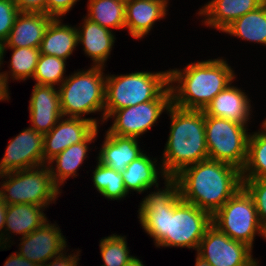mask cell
Returning <instances> with one entry per match:
<instances>
[{
    "instance_id": "ffe728a7",
    "label": "cell",
    "mask_w": 266,
    "mask_h": 266,
    "mask_svg": "<svg viewBox=\"0 0 266 266\" xmlns=\"http://www.w3.org/2000/svg\"><path fill=\"white\" fill-rule=\"evenodd\" d=\"M28 104L29 126L43 135L63 117L56 86L34 84Z\"/></svg>"
},
{
    "instance_id": "6da1fadb",
    "label": "cell",
    "mask_w": 266,
    "mask_h": 266,
    "mask_svg": "<svg viewBox=\"0 0 266 266\" xmlns=\"http://www.w3.org/2000/svg\"><path fill=\"white\" fill-rule=\"evenodd\" d=\"M160 185L143 192L146 194L138 205V223L153 239L155 248H187L196 253L212 216L180 197L175 177L168 176L162 182L164 188Z\"/></svg>"
},
{
    "instance_id": "7c38bea8",
    "label": "cell",
    "mask_w": 266,
    "mask_h": 266,
    "mask_svg": "<svg viewBox=\"0 0 266 266\" xmlns=\"http://www.w3.org/2000/svg\"><path fill=\"white\" fill-rule=\"evenodd\" d=\"M42 133L30 127L9 139L3 157L0 158V174L45 165Z\"/></svg>"
},
{
    "instance_id": "603a6c76",
    "label": "cell",
    "mask_w": 266,
    "mask_h": 266,
    "mask_svg": "<svg viewBox=\"0 0 266 266\" xmlns=\"http://www.w3.org/2000/svg\"><path fill=\"white\" fill-rule=\"evenodd\" d=\"M153 156L145 151L121 172L128 194L134 195L135 192L143 195L145 190L162 184V181L168 177L163 171L158 155Z\"/></svg>"
},
{
    "instance_id": "5b68a950",
    "label": "cell",
    "mask_w": 266,
    "mask_h": 266,
    "mask_svg": "<svg viewBox=\"0 0 266 266\" xmlns=\"http://www.w3.org/2000/svg\"><path fill=\"white\" fill-rule=\"evenodd\" d=\"M74 69L58 87L63 117L83 118L98 128L105 122L106 67ZM99 115L95 117V115ZM89 115L90 117H88ZM93 115V117L91 116Z\"/></svg>"
},
{
    "instance_id": "277c9868",
    "label": "cell",
    "mask_w": 266,
    "mask_h": 266,
    "mask_svg": "<svg viewBox=\"0 0 266 266\" xmlns=\"http://www.w3.org/2000/svg\"><path fill=\"white\" fill-rule=\"evenodd\" d=\"M166 114L170 120L169 135L159 159L164 173L174 177L183 168L209 159L205 113L171 104Z\"/></svg>"
},
{
    "instance_id": "7402d4cb",
    "label": "cell",
    "mask_w": 266,
    "mask_h": 266,
    "mask_svg": "<svg viewBox=\"0 0 266 266\" xmlns=\"http://www.w3.org/2000/svg\"><path fill=\"white\" fill-rule=\"evenodd\" d=\"M102 144L96 146V159L101 164L118 172H123L125 168L141 156L146 150L140 146V139L135 137H122L110 134L104 130ZM97 149H100L97 151Z\"/></svg>"
},
{
    "instance_id": "cb8c5ba5",
    "label": "cell",
    "mask_w": 266,
    "mask_h": 266,
    "mask_svg": "<svg viewBox=\"0 0 266 266\" xmlns=\"http://www.w3.org/2000/svg\"><path fill=\"white\" fill-rule=\"evenodd\" d=\"M53 19L45 13L20 12L3 47L39 48L45 31Z\"/></svg>"
},
{
    "instance_id": "74e56055",
    "label": "cell",
    "mask_w": 266,
    "mask_h": 266,
    "mask_svg": "<svg viewBox=\"0 0 266 266\" xmlns=\"http://www.w3.org/2000/svg\"><path fill=\"white\" fill-rule=\"evenodd\" d=\"M3 266H38L36 263L29 261L24 258L16 251L11 252V254L5 259Z\"/></svg>"
},
{
    "instance_id": "4dcf8cb0",
    "label": "cell",
    "mask_w": 266,
    "mask_h": 266,
    "mask_svg": "<svg viewBox=\"0 0 266 266\" xmlns=\"http://www.w3.org/2000/svg\"><path fill=\"white\" fill-rule=\"evenodd\" d=\"M127 240V235H119L116 232L99 239V253L103 262L100 266H125L128 264L135 256L129 249Z\"/></svg>"
},
{
    "instance_id": "4fadbf2b",
    "label": "cell",
    "mask_w": 266,
    "mask_h": 266,
    "mask_svg": "<svg viewBox=\"0 0 266 266\" xmlns=\"http://www.w3.org/2000/svg\"><path fill=\"white\" fill-rule=\"evenodd\" d=\"M50 219L40 228L35 229L28 235L19 238L16 252L36 263L38 266L44 265L50 259L60 255L69 245L66 235H63L56 220L54 223Z\"/></svg>"
},
{
    "instance_id": "bcb514c9",
    "label": "cell",
    "mask_w": 266,
    "mask_h": 266,
    "mask_svg": "<svg viewBox=\"0 0 266 266\" xmlns=\"http://www.w3.org/2000/svg\"><path fill=\"white\" fill-rule=\"evenodd\" d=\"M259 262H261L260 259L253 266H261L260 265L261 263H259Z\"/></svg>"
},
{
    "instance_id": "5bb4252c",
    "label": "cell",
    "mask_w": 266,
    "mask_h": 266,
    "mask_svg": "<svg viewBox=\"0 0 266 266\" xmlns=\"http://www.w3.org/2000/svg\"><path fill=\"white\" fill-rule=\"evenodd\" d=\"M237 79L238 77L212 99L203 110L205 115L228 119L243 125L255 122L253 119L255 104L251 99L252 96L250 97L248 90L245 92V88L244 90L241 88L242 85L239 86L238 83H235L239 81ZM252 119L253 121H251Z\"/></svg>"
},
{
    "instance_id": "2e32d148",
    "label": "cell",
    "mask_w": 266,
    "mask_h": 266,
    "mask_svg": "<svg viewBox=\"0 0 266 266\" xmlns=\"http://www.w3.org/2000/svg\"><path fill=\"white\" fill-rule=\"evenodd\" d=\"M78 48L83 55L90 58L92 66H107L108 59L115 48L116 32L102 27L83 15L81 23L76 24Z\"/></svg>"
},
{
    "instance_id": "83f0119b",
    "label": "cell",
    "mask_w": 266,
    "mask_h": 266,
    "mask_svg": "<svg viewBox=\"0 0 266 266\" xmlns=\"http://www.w3.org/2000/svg\"><path fill=\"white\" fill-rule=\"evenodd\" d=\"M126 0H87L84 14L91 21L113 32L125 29Z\"/></svg>"
},
{
    "instance_id": "f1b7e54d",
    "label": "cell",
    "mask_w": 266,
    "mask_h": 266,
    "mask_svg": "<svg viewBox=\"0 0 266 266\" xmlns=\"http://www.w3.org/2000/svg\"><path fill=\"white\" fill-rule=\"evenodd\" d=\"M95 165H92L91 168H94L90 171L91 181L93 188L107 201H123L126 197L129 198L127 193L124 180L121 172L115 171L112 168L107 167L106 165L101 164L99 161L95 160Z\"/></svg>"
},
{
    "instance_id": "44dd1931",
    "label": "cell",
    "mask_w": 266,
    "mask_h": 266,
    "mask_svg": "<svg viewBox=\"0 0 266 266\" xmlns=\"http://www.w3.org/2000/svg\"><path fill=\"white\" fill-rule=\"evenodd\" d=\"M47 210L46 207L35 204L6 205L3 245L12 247L16 244L14 237L22 238L40 228L49 220L45 212Z\"/></svg>"
},
{
    "instance_id": "7a4b0ae2",
    "label": "cell",
    "mask_w": 266,
    "mask_h": 266,
    "mask_svg": "<svg viewBox=\"0 0 266 266\" xmlns=\"http://www.w3.org/2000/svg\"><path fill=\"white\" fill-rule=\"evenodd\" d=\"M228 59L224 56L209 57L184 63L186 66L182 68H169L172 104L183 109L204 110L238 77Z\"/></svg>"
},
{
    "instance_id": "b9f144b4",
    "label": "cell",
    "mask_w": 266,
    "mask_h": 266,
    "mask_svg": "<svg viewBox=\"0 0 266 266\" xmlns=\"http://www.w3.org/2000/svg\"><path fill=\"white\" fill-rule=\"evenodd\" d=\"M146 264L143 263V260L140 257L136 256L125 266H145Z\"/></svg>"
},
{
    "instance_id": "30bf717a",
    "label": "cell",
    "mask_w": 266,
    "mask_h": 266,
    "mask_svg": "<svg viewBox=\"0 0 266 266\" xmlns=\"http://www.w3.org/2000/svg\"><path fill=\"white\" fill-rule=\"evenodd\" d=\"M171 104L172 94L169 86L155 100L114 111L104 122L107 125L109 120L112 121L106 130L112 135L142 139L144 134L158 125L162 114L167 113Z\"/></svg>"
},
{
    "instance_id": "ba28073f",
    "label": "cell",
    "mask_w": 266,
    "mask_h": 266,
    "mask_svg": "<svg viewBox=\"0 0 266 266\" xmlns=\"http://www.w3.org/2000/svg\"><path fill=\"white\" fill-rule=\"evenodd\" d=\"M212 224L233 240L254 249L256 236L266 241L252 197L242 187L213 216Z\"/></svg>"
},
{
    "instance_id": "d590c367",
    "label": "cell",
    "mask_w": 266,
    "mask_h": 266,
    "mask_svg": "<svg viewBox=\"0 0 266 266\" xmlns=\"http://www.w3.org/2000/svg\"><path fill=\"white\" fill-rule=\"evenodd\" d=\"M71 249L68 247L60 255L50 259L42 266H80L82 249ZM75 250V251H74Z\"/></svg>"
},
{
    "instance_id": "f546056e",
    "label": "cell",
    "mask_w": 266,
    "mask_h": 266,
    "mask_svg": "<svg viewBox=\"0 0 266 266\" xmlns=\"http://www.w3.org/2000/svg\"><path fill=\"white\" fill-rule=\"evenodd\" d=\"M241 173L242 179L266 178V132L261 128L250 132L247 160Z\"/></svg>"
},
{
    "instance_id": "d6986e66",
    "label": "cell",
    "mask_w": 266,
    "mask_h": 266,
    "mask_svg": "<svg viewBox=\"0 0 266 266\" xmlns=\"http://www.w3.org/2000/svg\"><path fill=\"white\" fill-rule=\"evenodd\" d=\"M97 126L83 118L62 117L43 137L44 162L60 154L73 144L83 142Z\"/></svg>"
},
{
    "instance_id": "e0dca14e",
    "label": "cell",
    "mask_w": 266,
    "mask_h": 266,
    "mask_svg": "<svg viewBox=\"0 0 266 266\" xmlns=\"http://www.w3.org/2000/svg\"><path fill=\"white\" fill-rule=\"evenodd\" d=\"M265 0H209L199 7L195 16L201 27L222 33L241 16L260 7ZM198 16V17H197Z\"/></svg>"
},
{
    "instance_id": "8992f818",
    "label": "cell",
    "mask_w": 266,
    "mask_h": 266,
    "mask_svg": "<svg viewBox=\"0 0 266 266\" xmlns=\"http://www.w3.org/2000/svg\"><path fill=\"white\" fill-rule=\"evenodd\" d=\"M106 72L105 120L116 110L157 99L169 87L168 70Z\"/></svg>"
},
{
    "instance_id": "1f68e13d",
    "label": "cell",
    "mask_w": 266,
    "mask_h": 266,
    "mask_svg": "<svg viewBox=\"0 0 266 266\" xmlns=\"http://www.w3.org/2000/svg\"><path fill=\"white\" fill-rule=\"evenodd\" d=\"M67 63L56 56L40 54L32 77L34 84L59 87L68 76Z\"/></svg>"
},
{
    "instance_id": "8fae6325",
    "label": "cell",
    "mask_w": 266,
    "mask_h": 266,
    "mask_svg": "<svg viewBox=\"0 0 266 266\" xmlns=\"http://www.w3.org/2000/svg\"><path fill=\"white\" fill-rule=\"evenodd\" d=\"M196 253L211 266H253V248L244 242L231 239L211 224L205 231Z\"/></svg>"
},
{
    "instance_id": "9a60e30c",
    "label": "cell",
    "mask_w": 266,
    "mask_h": 266,
    "mask_svg": "<svg viewBox=\"0 0 266 266\" xmlns=\"http://www.w3.org/2000/svg\"><path fill=\"white\" fill-rule=\"evenodd\" d=\"M172 0H126L125 30L135 40L151 35L157 22L166 20ZM142 39V40H141Z\"/></svg>"
},
{
    "instance_id": "8d00e7d4",
    "label": "cell",
    "mask_w": 266,
    "mask_h": 266,
    "mask_svg": "<svg viewBox=\"0 0 266 266\" xmlns=\"http://www.w3.org/2000/svg\"><path fill=\"white\" fill-rule=\"evenodd\" d=\"M47 0H14L19 12L45 13Z\"/></svg>"
},
{
    "instance_id": "836d02e7",
    "label": "cell",
    "mask_w": 266,
    "mask_h": 266,
    "mask_svg": "<svg viewBox=\"0 0 266 266\" xmlns=\"http://www.w3.org/2000/svg\"><path fill=\"white\" fill-rule=\"evenodd\" d=\"M19 10L14 0H0V41L7 39Z\"/></svg>"
},
{
    "instance_id": "60d3db41",
    "label": "cell",
    "mask_w": 266,
    "mask_h": 266,
    "mask_svg": "<svg viewBox=\"0 0 266 266\" xmlns=\"http://www.w3.org/2000/svg\"><path fill=\"white\" fill-rule=\"evenodd\" d=\"M195 265L194 266H211L209 262L199 256L197 253L195 254Z\"/></svg>"
},
{
    "instance_id": "4316f807",
    "label": "cell",
    "mask_w": 266,
    "mask_h": 266,
    "mask_svg": "<svg viewBox=\"0 0 266 266\" xmlns=\"http://www.w3.org/2000/svg\"><path fill=\"white\" fill-rule=\"evenodd\" d=\"M11 51L10 59L8 63L4 61L7 51ZM40 56L39 48H29V47H3L2 51V66L0 71L3 76L6 78L7 83L12 82H26L27 80L32 79L38 59ZM7 63V69L5 64Z\"/></svg>"
},
{
    "instance_id": "ac0fdd59",
    "label": "cell",
    "mask_w": 266,
    "mask_h": 266,
    "mask_svg": "<svg viewBox=\"0 0 266 266\" xmlns=\"http://www.w3.org/2000/svg\"><path fill=\"white\" fill-rule=\"evenodd\" d=\"M99 129L97 127L83 142L69 146L47 163L52 180L61 191L69 179L79 177L78 172L83 167V163L89 160L90 152L93 148L94 152L96 151L94 143L99 137Z\"/></svg>"
},
{
    "instance_id": "3957f363",
    "label": "cell",
    "mask_w": 266,
    "mask_h": 266,
    "mask_svg": "<svg viewBox=\"0 0 266 266\" xmlns=\"http://www.w3.org/2000/svg\"><path fill=\"white\" fill-rule=\"evenodd\" d=\"M174 177L180 197L211 216L243 187L241 170L211 159L189 165Z\"/></svg>"
},
{
    "instance_id": "f35d334b",
    "label": "cell",
    "mask_w": 266,
    "mask_h": 266,
    "mask_svg": "<svg viewBox=\"0 0 266 266\" xmlns=\"http://www.w3.org/2000/svg\"><path fill=\"white\" fill-rule=\"evenodd\" d=\"M9 87L6 78L0 71V102H9L11 100V91Z\"/></svg>"
},
{
    "instance_id": "7bdbcfd3",
    "label": "cell",
    "mask_w": 266,
    "mask_h": 266,
    "mask_svg": "<svg viewBox=\"0 0 266 266\" xmlns=\"http://www.w3.org/2000/svg\"><path fill=\"white\" fill-rule=\"evenodd\" d=\"M266 117V116H265ZM261 123V125H259L260 126V128L263 130V131H265L266 132V118L265 119H263L262 121H260Z\"/></svg>"
},
{
    "instance_id": "d4e9b609",
    "label": "cell",
    "mask_w": 266,
    "mask_h": 266,
    "mask_svg": "<svg viewBox=\"0 0 266 266\" xmlns=\"http://www.w3.org/2000/svg\"><path fill=\"white\" fill-rule=\"evenodd\" d=\"M64 18H54L48 25L41 41L40 54L69 60L78 48L77 27L64 23Z\"/></svg>"
},
{
    "instance_id": "ee69618b",
    "label": "cell",
    "mask_w": 266,
    "mask_h": 266,
    "mask_svg": "<svg viewBox=\"0 0 266 266\" xmlns=\"http://www.w3.org/2000/svg\"><path fill=\"white\" fill-rule=\"evenodd\" d=\"M2 51H3V43L0 41V69L2 66Z\"/></svg>"
},
{
    "instance_id": "484cf974",
    "label": "cell",
    "mask_w": 266,
    "mask_h": 266,
    "mask_svg": "<svg viewBox=\"0 0 266 266\" xmlns=\"http://www.w3.org/2000/svg\"><path fill=\"white\" fill-rule=\"evenodd\" d=\"M222 33L231 38H238L239 42L259 44L266 48V1L257 9L235 20Z\"/></svg>"
},
{
    "instance_id": "ab89813d",
    "label": "cell",
    "mask_w": 266,
    "mask_h": 266,
    "mask_svg": "<svg viewBox=\"0 0 266 266\" xmlns=\"http://www.w3.org/2000/svg\"><path fill=\"white\" fill-rule=\"evenodd\" d=\"M5 215H6V204L2 201L0 196V242L3 245V233L5 228Z\"/></svg>"
},
{
    "instance_id": "f6af8a7d",
    "label": "cell",
    "mask_w": 266,
    "mask_h": 266,
    "mask_svg": "<svg viewBox=\"0 0 266 266\" xmlns=\"http://www.w3.org/2000/svg\"><path fill=\"white\" fill-rule=\"evenodd\" d=\"M10 250V246H4V245H2L1 244V242H0V251H5V250Z\"/></svg>"
},
{
    "instance_id": "e575fe53",
    "label": "cell",
    "mask_w": 266,
    "mask_h": 266,
    "mask_svg": "<svg viewBox=\"0 0 266 266\" xmlns=\"http://www.w3.org/2000/svg\"><path fill=\"white\" fill-rule=\"evenodd\" d=\"M80 0H47L46 14L53 18H64L69 15L70 11Z\"/></svg>"
},
{
    "instance_id": "d6a6232c",
    "label": "cell",
    "mask_w": 266,
    "mask_h": 266,
    "mask_svg": "<svg viewBox=\"0 0 266 266\" xmlns=\"http://www.w3.org/2000/svg\"><path fill=\"white\" fill-rule=\"evenodd\" d=\"M242 180L243 188L252 197L260 224L266 231V178Z\"/></svg>"
},
{
    "instance_id": "9c48e42d",
    "label": "cell",
    "mask_w": 266,
    "mask_h": 266,
    "mask_svg": "<svg viewBox=\"0 0 266 266\" xmlns=\"http://www.w3.org/2000/svg\"><path fill=\"white\" fill-rule=\"evenodd\" d=\"M228 119L205 115V137L209 159L242 170L247 160L251 128Z\"/></svg>"
},
{
    "instance_id": "52a82bcc",
    "label": "cell",
    "mask_w": 266,
    "mask_h": 266,
    "mask_svg": "<svg viewBox=\"0 0 266 266\" xmlns=\"http://www.w3.org/2000/svg\"><path fill=\"white\" fill-rule=\"evenodd\" d=\"M0 196L6 205H56L62 192L53 182L47 164L0 174Z\"/></svg>"
}]
</instances>
